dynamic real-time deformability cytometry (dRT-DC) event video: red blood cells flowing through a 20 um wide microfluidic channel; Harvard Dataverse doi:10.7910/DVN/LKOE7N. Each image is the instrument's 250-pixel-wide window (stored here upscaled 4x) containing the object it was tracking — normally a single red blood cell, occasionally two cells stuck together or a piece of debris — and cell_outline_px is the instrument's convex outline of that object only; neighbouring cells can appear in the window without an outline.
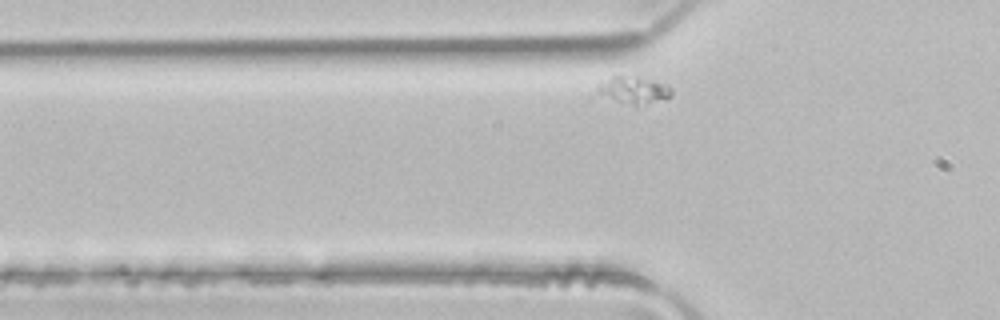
{"species": "common noctule bat (a hibernating species)", "species_latin": "Nyctalus noctula", "temperature_condition": "room temperature", "stored_images_in_passage": 4, "camera_frame_rate_fps": 3000, "um_per_image_px": 0.085, "animal": {"sex": "male", "body_mass_g": 21.5, "forearm_length_mm": 52.0}, "frame": {"image": 1, "passage_image": 4, "time_ms": 1.0, "image_size_px": [1000, 320], "cell_outline_px": [[672, 96], [664, 100], [636, 108], [616, 100], [600, 92], [596, 88], [600, 84], [612, 76], [640, 76], [668, 84], [672, 88]], "centroid_in_image_um": [54.01, 7.68], "position_along_channel_um": 71.8, "area_um2": 11.96}}